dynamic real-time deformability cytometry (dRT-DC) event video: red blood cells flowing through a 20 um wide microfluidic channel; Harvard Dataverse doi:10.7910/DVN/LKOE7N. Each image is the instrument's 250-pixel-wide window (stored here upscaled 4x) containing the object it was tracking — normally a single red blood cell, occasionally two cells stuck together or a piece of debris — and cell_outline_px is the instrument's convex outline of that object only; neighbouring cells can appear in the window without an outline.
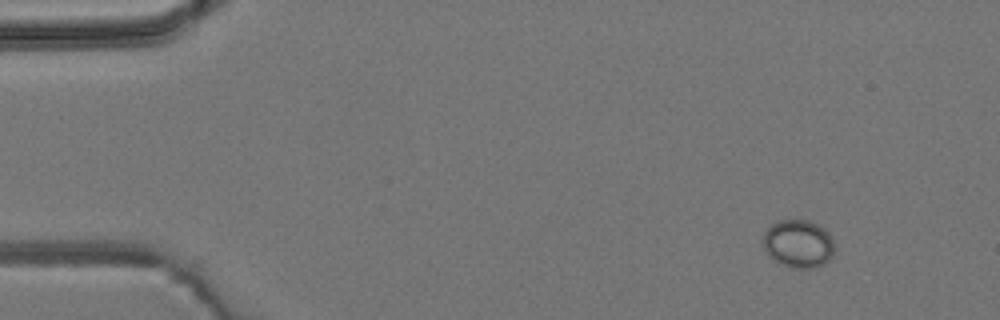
{"species": "common noctule bat (a hibernating species)", "species_latin": "Nyctalus noctula", "temperature_condition": "room temperature", "stored_images_in_passage": 3, "camera_frame_rate_fps": 3000, "um_per_image_px": 0.085, "animal": {"sex": "male", "body_mass_g": 19.2, "forearm_length_mm": 51.8}, "frame": {"image": 1, "passage_image": 1, "time_ms": 0.0, "image_size_px": [1000, 320], "cell_outline_px": [[832, 256], [824, 264], [816, 268], [792, 268], [768, 256], [764, 248], [764, 232], [772, 224], [780, 220], [812, 220], [824, 228], [828, 232], [832, 240]], "centroid_in_image_um": [67.86, 20.71], "position_along_channel_um": 17.1, "area_um2": 19.83}}